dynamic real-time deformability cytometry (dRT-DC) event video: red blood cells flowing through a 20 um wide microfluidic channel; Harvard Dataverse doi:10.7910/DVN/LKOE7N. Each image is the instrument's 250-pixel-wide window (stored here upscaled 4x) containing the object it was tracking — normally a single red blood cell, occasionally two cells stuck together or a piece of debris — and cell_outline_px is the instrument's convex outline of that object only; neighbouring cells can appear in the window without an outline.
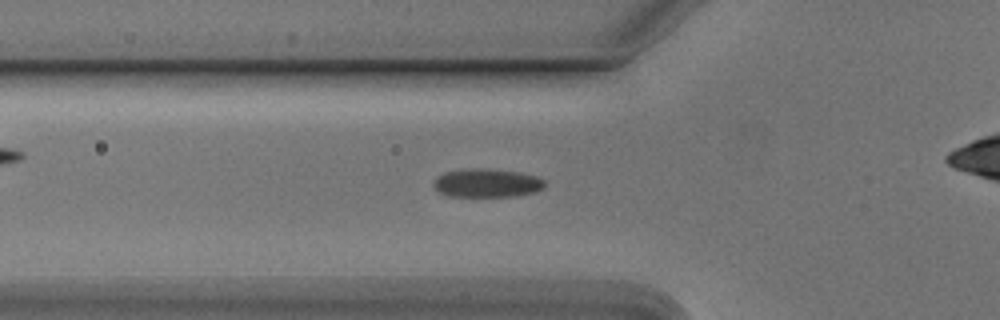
{"species": "Egyptian fruit bat (a non-hibernating species)", "species_latin": "Rousettus aegyptiacus", "temperature_condition": "cold", "stored_images_in_passage": 44, "camera_frame_rate_fps": 3000, "um_per_image_px": 0.085, "animal": {"sex": "male"}, "frame": {"image": 1, "passage_image": 19, "time_ms": 6.0, "image_size_px": [1000, 320], "cell_outline_px": [[544, 188], [536, 192], [516, 196], [448, 196], [440, 192], [432, 184], [436, 176], [444, 172], [472, 168], [480, 168], [516, 172], [536, 176], [544, 180]], "centroid_in_image_um": [41.37, 15.56], "position_along_channel_um": 84.4, "area_um2": 18.38}}
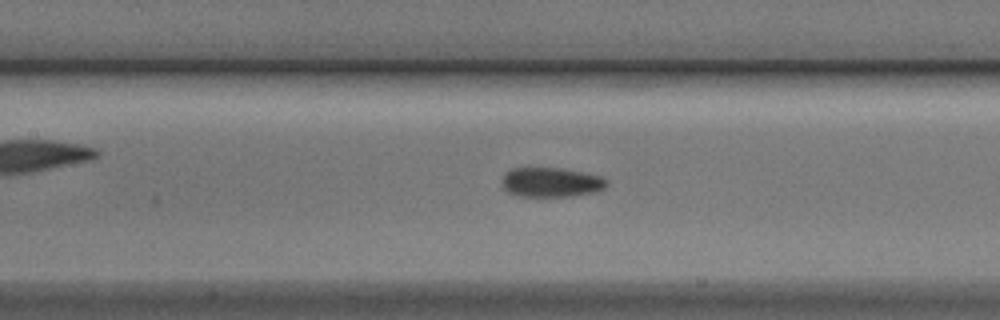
{"frame": {"image": 2, "passage_image": 25, "time_ms": 8.0, "image_size_px": [1000, 320], "cell_outline_px": [[608, 184], [604, 188], [592, 192], [572, 196], [516, 196], [508, 192], [504, 188], [504, 172], [512, 168], [556, 168], [580, 172], [600, 176], [608, 180]], "centroid_in_image_um": [46.83, 15.49], "position_along_channel_um": 160.6, "area_um2": 17.74}}
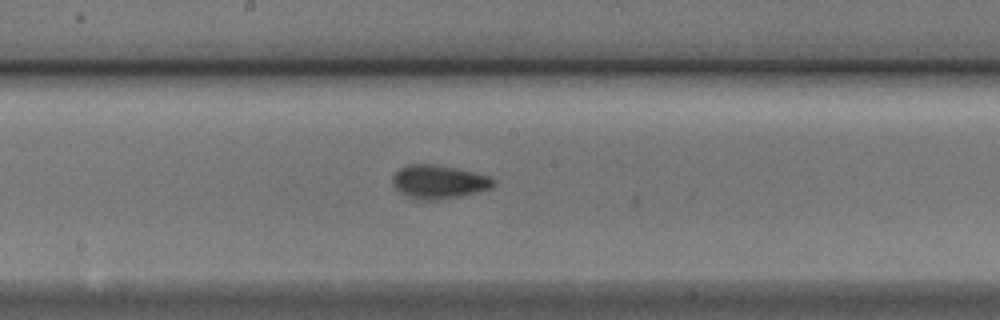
{"frame": {"image": 3, "passage_image": 29, "time_ms": 9.333, "image_size_px": [1000, 320], "cell_outline_px": [[496, 184], [492, 188], [476, 192], [436, 200], [412, 200], [400, 192], [392, 184], [392, 176], [400, 168], [412, 164], [432, 164], [456, 168], [488, 176], [496, 180]], "centroid_in_image_um": [37.27, 15.46], "position_along_channel_um": 210.9, "area_um2": 19.65}}